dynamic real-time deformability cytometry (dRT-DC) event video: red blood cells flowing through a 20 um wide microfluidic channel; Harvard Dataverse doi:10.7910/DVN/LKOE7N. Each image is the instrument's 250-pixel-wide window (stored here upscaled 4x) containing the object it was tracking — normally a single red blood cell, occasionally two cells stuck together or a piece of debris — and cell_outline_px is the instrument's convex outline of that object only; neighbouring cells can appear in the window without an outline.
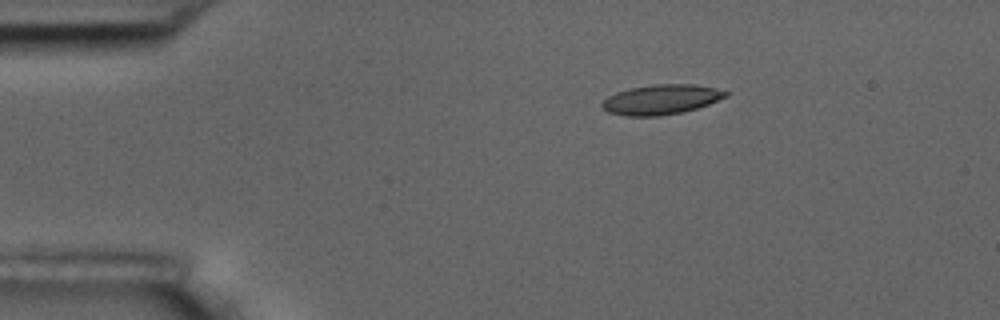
{"species": "common noctule bat (a hibernating species)", "species_latin": "Nyctalus noctula", "temperature_condition": "room temperature", "stored_images_in_passage": 3, "camera_frame_rate_fps": 3000, "um_per_image_px": 0.085, "animal": {"sex": "male", "body_mass_g": 17.5, "forearm_length_mm": 52.3}, "frame": {"image": 1, "passage_image": 1, "time_ms": 0.0, "image_size_px": [1000, 320], "cell_outline_px": [[728, 96], [708, 104], [696, 108], [680, 112], [660, 116], [624, 116], [608, 112], [600, 104], [608, 96], [616, 92], [632, 88], [656, 84], [692, 84], [716, 88], [728, 92]], "centroid_in_image_um": [56.19, 8.46], "position_along_channel_um": 28.8, "area_um2": 21.33}}